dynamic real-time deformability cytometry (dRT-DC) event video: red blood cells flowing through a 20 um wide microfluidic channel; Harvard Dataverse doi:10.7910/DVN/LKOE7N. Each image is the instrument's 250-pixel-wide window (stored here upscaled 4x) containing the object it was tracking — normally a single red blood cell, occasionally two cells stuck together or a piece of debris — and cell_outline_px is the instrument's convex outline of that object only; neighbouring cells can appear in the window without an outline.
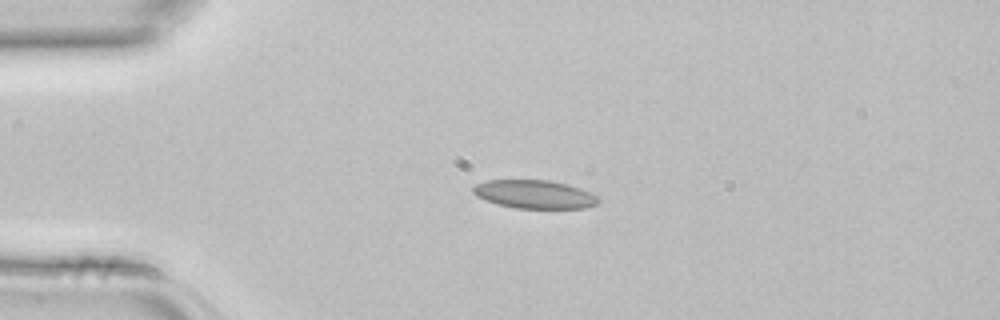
{"species": "common noctule bat (a hibernating species)", "species_latin": "Nyctalus noctula", "temperature_condition": "room temperature", "stored_images_in_passage": 3, "camera_frame_rate_fps": 3000, "um_per_image_px": 0.085, "animal": {"sex": "female", "body_mass_g": 22.7, "forearm_length_mm": 54.2}, "frame": {"image": 1, "passage_image": 2, "time_ms": 0.333, "image_size_px": [1000, 320], "cell_outline_px": [[600, 200], [596, 204], [584, 208], [516, 208], [496, 204], [476, 196], [472, 192], [472, 188], [476, 184], [484, 180], [548, 180], [568, 184], [592, 192]], "centroid_in_image_um": [45.41, 16.51], "position_along_channel_um": 39.6, "area_um2": 20.81}}